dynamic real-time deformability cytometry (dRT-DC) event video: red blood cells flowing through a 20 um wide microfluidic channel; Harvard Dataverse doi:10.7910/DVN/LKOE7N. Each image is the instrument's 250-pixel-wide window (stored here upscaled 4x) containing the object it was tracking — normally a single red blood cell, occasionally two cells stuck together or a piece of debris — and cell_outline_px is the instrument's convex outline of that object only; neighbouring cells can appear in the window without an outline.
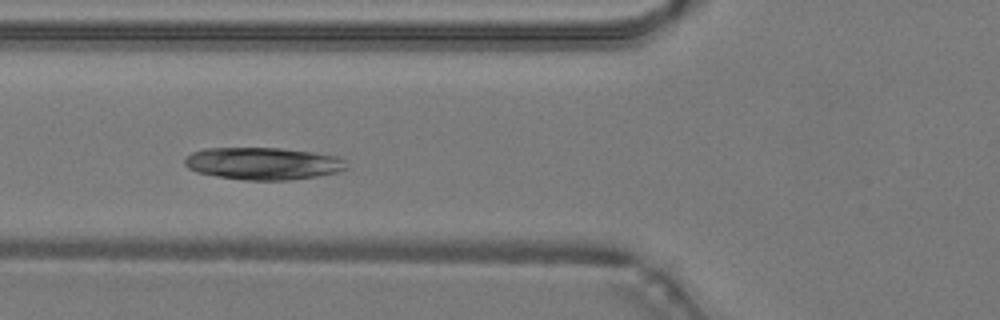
{"species": "common noctule bat (a hibernating species)", "species_latin": "Nyctalus noctula", "temperature_condition": "warm", "stored_images_in_passage": 35, "camera_frame_rate_fps": 3000, "um_per_image_px": 0.085, "animal": {"sex": "male", "body_mass_g": 19.2, "forearm_length_mm": 51.8}, "frame": {"image": 1, "passage_image": 5, "time_ms": 1.333, "image_size_px": [1000, 320], "cell_outline_px": [[348, 168], [336, 172], [316, 176], [288, 180], [244, 180], [216, 176], [196, 172], [188, 168], [184, 164], [184, 160], [192, 152], [204, 148], [280, 148], [312, 152], [336, 156], [344, 160]], "centroid_in_image_um": [22.33, 13.9], "position_along_channel_um": 103.5, "area_um2": 30.35}}
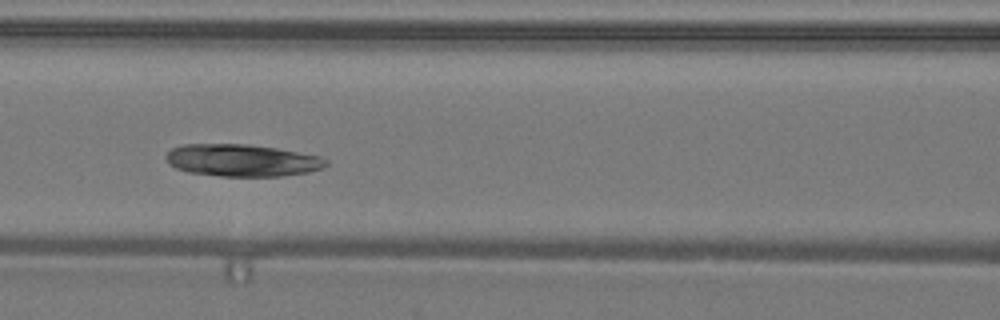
{"frame": {"image": 2, "passage_image": 8, "time_ms": 2.333, "image_size_px": [1000, 320], "cell_outline_px": [[328, 164], [320, 168], [308, 172], [280, 176], [220, 176], [188, 172], [176, 168], [168, 164], [164, 156], [172, 148], [184, 144], [248, 144], [276, 148], [320, 156], [328, 160]], "centroid_in_image_um": [20.54, 13.62], "position_along_channel_um": 146.1, "area_um2": 30.0}}
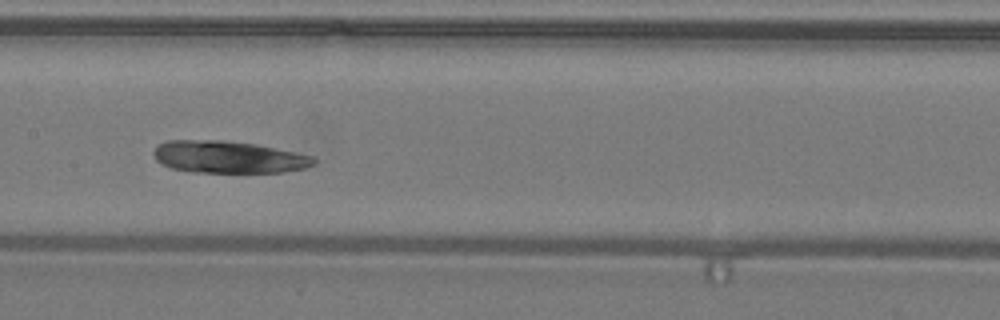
{"frame": {"image": 3, "passage_image": 11, "time_ms": 3.333, "image_size_px": [1000, 320], "cell_outline_px": [[316, 164], [304, 168], [284, 172], [192, 172], [172, 168], [156, 160], [152, 152], [156, 144], [168, 140], [224, 140], [256, 144], [296, 152], [312, 156], [316, 160]], "centroid_in_image_um": [19.4, 13.34], "position_along_channel_um": 188.0, "area_um2": 30.11}}